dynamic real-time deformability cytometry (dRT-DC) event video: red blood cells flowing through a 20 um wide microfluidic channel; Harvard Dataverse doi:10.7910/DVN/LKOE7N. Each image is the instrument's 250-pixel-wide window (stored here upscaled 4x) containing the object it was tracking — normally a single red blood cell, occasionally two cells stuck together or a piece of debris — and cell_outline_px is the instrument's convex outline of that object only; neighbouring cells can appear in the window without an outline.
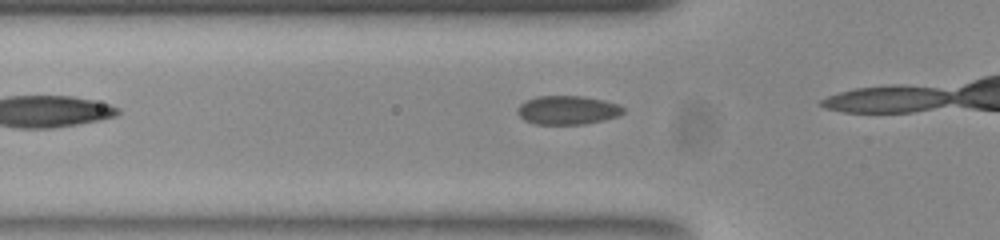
{"species": "common noctule bat (a hibernating species)", "species_latin": "Nyctalus noctula", "temperature_condition": "room temperature", "stored_images_in_passage": 7, "camera_frame_rate_fps": 3000, "um_per_image_px": 0.085, "animal": {"sex": "female", "body_mass_g": 23.0, "forearm_length_mm": 53.4}, "frame": {"image": 1, "passage_image": 3, "time_ms": 0.667, "image_size_px": [1000, 240], "cell_outline_px": [[624, 112], [616, 116], [604, 120], [584, 124], [536, 124], [524, 120], [516, 112], [516, 108], [520, 104], [536, 96], [584, 96], [604, 100], [620, 104], [624, 108]], "centroid_in_image_um": [48.24, 9.35], "position_along_channel_um": 77.6, "area_um2": 17.8}}